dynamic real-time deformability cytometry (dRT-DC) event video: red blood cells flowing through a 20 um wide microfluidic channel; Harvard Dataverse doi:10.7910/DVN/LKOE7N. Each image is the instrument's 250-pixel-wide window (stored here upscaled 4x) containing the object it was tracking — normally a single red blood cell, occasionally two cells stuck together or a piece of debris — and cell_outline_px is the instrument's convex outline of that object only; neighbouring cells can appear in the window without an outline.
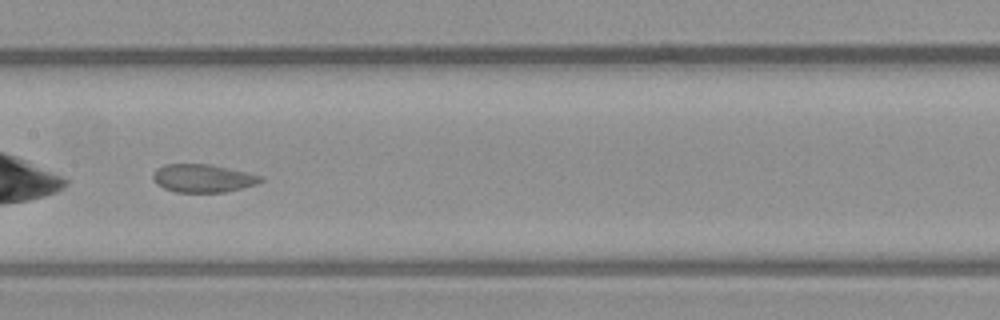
{"species": "common noctule bat (a hibernating species)", "species_latin": "Nyctalus noctula", "temperature_condition": "warm", "stored_images_in_passage": 36, "camera_frame_rate_fps": 3000, "um_per_image_px": 0.085, "animal": {"sex": "male", "body_mass_g": 23.1, "forearm_length_mm": 52.7}, "frame": {"image": 1, "passage_image": 11, "time_ms": 3.333, "image_size_px": [1000, 320], "cell_outline_px": [[264, 180], [256, 184], [224, 192], [176, 192], [164, 188], [156, 184], [152, 176], [156, 168], [164, 164], [208, 164], [248, 172], [264, 176]], "centroid_in_image_um": [17.24, 15.14], "position_along_channel_um": 190.2, "area_um2": 17.63}}
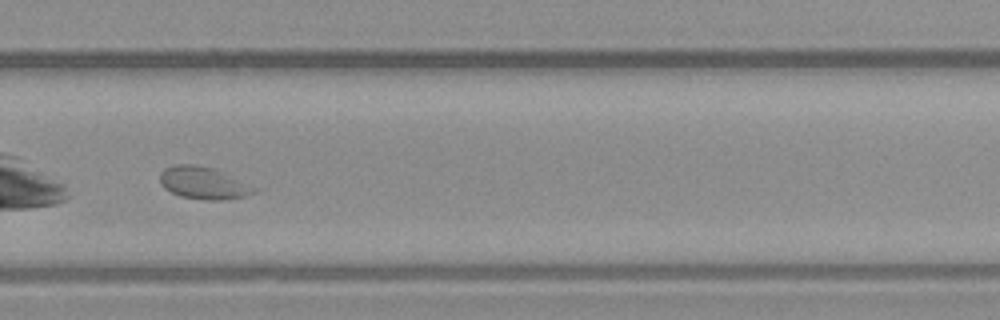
{"frame": {"image": 2, "passage_image": 21, "time_ms": 6.667, "image_size_px": [1000, 320], "cell_outline_px": [[264, 188], [256, 192], [244, 196], [224, 200], [204, 200], [180, 196], [164, 188], [160, 184], [160, 172], [164, 168], [172, 164], [192, 164], [212, 168]], "centroid_in_image_um": [17.36, 15.55], "position_along_channel_um": 312.4, "area_um2": 18.15}, "authors_computed_cell_mechanics": {"area_um2": 18.1203, "velocity_mm_per_s": 3.6828, "shape_relaxation_time_tau1_ms": null, "shape_relaxation_time_tau2_ms": 1.0905, "deformation_change_tau1": null, "deformation_change_tau2": 0.0635}}